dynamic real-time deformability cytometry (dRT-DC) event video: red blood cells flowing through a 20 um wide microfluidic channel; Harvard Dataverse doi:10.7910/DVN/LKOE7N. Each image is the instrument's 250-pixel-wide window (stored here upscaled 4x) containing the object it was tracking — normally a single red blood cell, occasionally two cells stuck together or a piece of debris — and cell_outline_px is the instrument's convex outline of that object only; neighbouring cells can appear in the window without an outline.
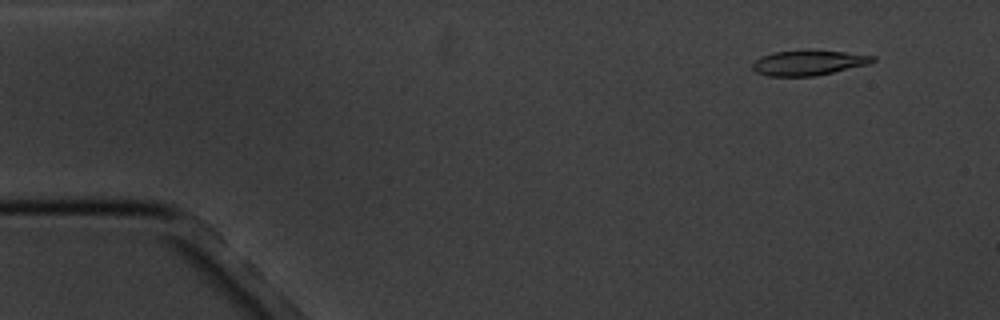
{"species": "common noctule bat (a hibernating species)", "species_latin": "Nyctalus noctula", "temperature_condition": "cold", "stored_images_in_passage": 16, "camera_frame_rate_fps": 3000, "um_per_image_px": 0.085, "animal": {"sex": "male", "body_mass_g": 20.1, "forearm_length_mm": 53.5}, "frame": {"image": 1, "passage_image": 2, "time_ms": 1.0, "image_size_px": [1000, 320], "cell_outline_px": [[876, 60], [864, 64], [816, 76], [768, 76], [756, 72], [752, 68], [752, 64], [760, 56], [772, 52], [808, 48], [844, 52], [876, 56]], "centroid_in_image_um": [68.65, 5.3], "position_along_channel_um": 16.4, "area_um2": 17.8}}
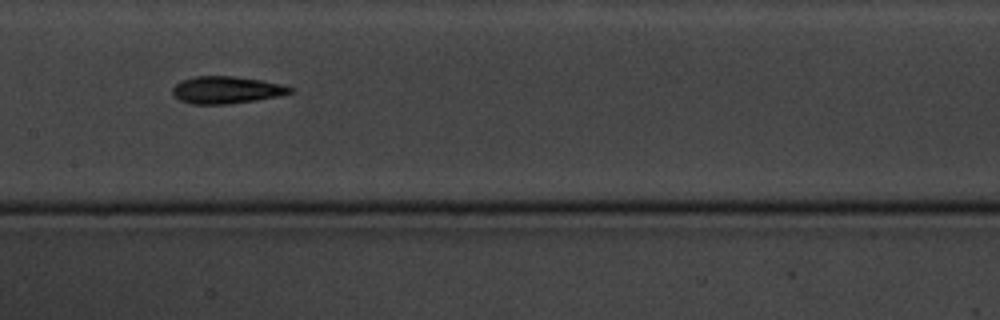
{"frame": {"image": 2, "passage_image": 8, "time_ms": 8.667, "image_size_px": [1000, 320], "cell_outline_px": [[292, 92], [276, 96], [256, 100], [228, 104], [192, 104], [180, 100], [172, 92], [172, 88], [176, 84], [184, 80], [196, 76], [236, 76], [260, 80], [280, 84], [292, 88]], "centroid_in_image_um": [19.22, 7.64], "position_along_channel_um": 188.2, "area_um2": 18.32}}
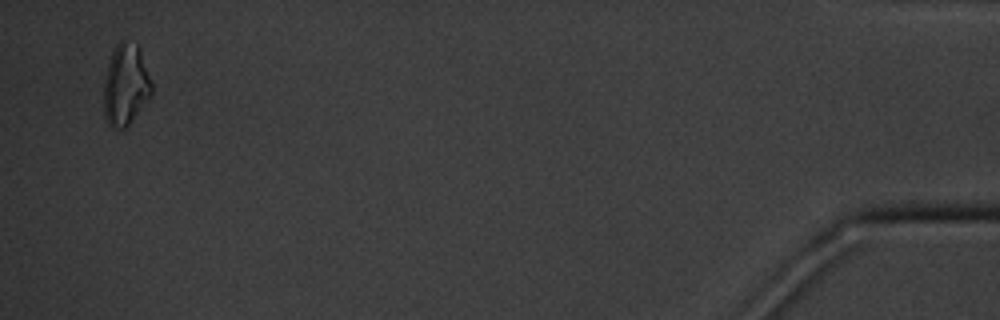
{"frame": {"image": 3, "passage_image": 16, "time_ms": 18.0, "image_size_px": [1000, 320], "cell_outline_px": [[152, 96], [128, 124], [124, 128], [112, 128], [108, 124], [104, 116], [104, 80], [108, 64], [112, 52], [116, 44], [120, 40], [124, 40], [136, 44], [140, 48], [152, 84]], "centroid_in_image_um": [10.68, 7.2], "position_along_channel_um": 424.5, "area_um2": 22.72}, "authors_computed_cell_mechanics": {"area_um2": 18.1781, "velocity_mm_per_s": 3.4482, "shape_relaxation_time_tau1_ms": 4.9161, "shape_relaxation_time_tau2_ms": null, "deformation_change_tau1": 0.1408, "deformation_change_tau2": null}}